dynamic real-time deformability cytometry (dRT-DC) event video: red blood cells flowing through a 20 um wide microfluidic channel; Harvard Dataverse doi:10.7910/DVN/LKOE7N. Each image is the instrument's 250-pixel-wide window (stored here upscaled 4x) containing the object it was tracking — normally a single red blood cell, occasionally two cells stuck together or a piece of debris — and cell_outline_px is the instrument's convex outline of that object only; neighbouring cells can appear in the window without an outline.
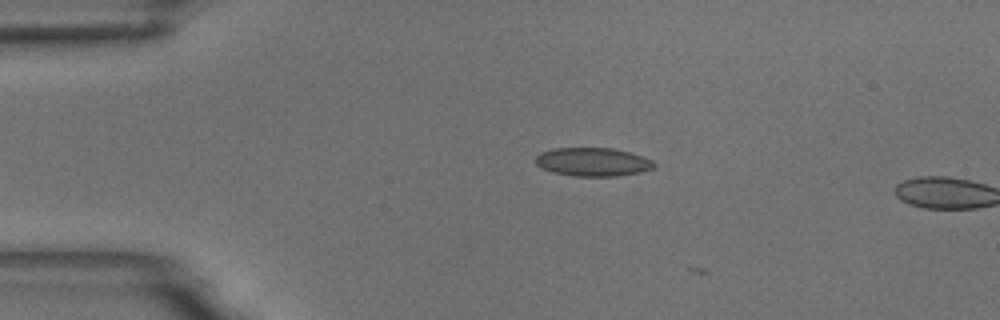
{"species": "common noctule bat (a hibernating species)", "species_latin": "Nyctalus noctula", "temperature_condition": "room temperature", "stored_images_in_passage": 3, "camera_frame_rate_fps": 3000, "um_per_image_px": 0.085, "animal": {"sex": "male", "body_mass_g": 18.8}, "frame": {"image": 1, "passage_image": 2, "time_ms": 0.333, "image_size_px": [1000, 320], "cell_outline_px": [[656, 164], [652, 168], [640, 172], [616, 176], [576, 176], [552, 172], [536, 164], [536, 156], [540, 152], [552, 148], [612, 148], [628, 152], [652, 160]], "centroid_in_image_um": [50.36, 13.76], "position_along_channel_um": 34.6, "area_um2": 19.48}}